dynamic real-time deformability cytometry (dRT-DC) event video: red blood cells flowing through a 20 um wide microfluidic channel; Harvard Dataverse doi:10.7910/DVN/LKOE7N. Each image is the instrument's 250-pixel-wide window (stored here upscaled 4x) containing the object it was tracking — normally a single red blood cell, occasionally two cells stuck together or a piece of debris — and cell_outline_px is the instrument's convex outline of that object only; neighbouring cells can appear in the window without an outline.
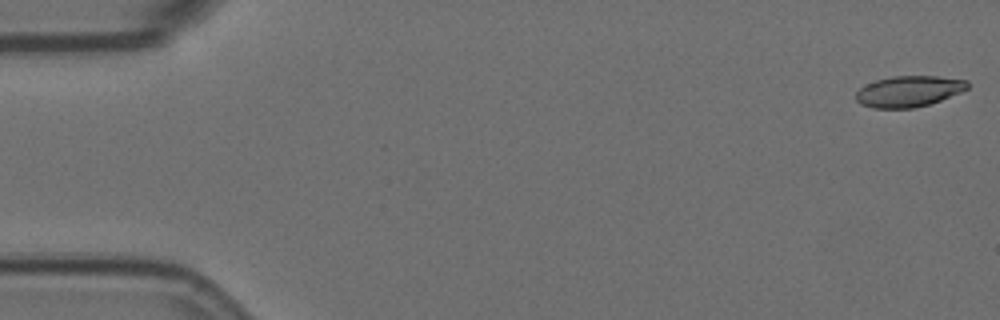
{"species": "Egyptian fruit bat (a non-hibernating species)", "species_latin": "Rousettus aegyptiacus", "temperature_condition": "room temperature", "stored_images_in_passage": 6, "camera_frame_rate_fps": 3000, "um_per_image_px": 0.085, "animal": {"sex": "female"}, "frame": {"image": 1, "passage_image": 1, "time_ms": 0.0, "image_size_px": [1000, 320], "cell_outline_px": [[968, 88], [960, 92], [940, 100], [928, 104], [912, 108], [872, 108], [860, 104], [856, 100], [856, 92], [860, 88], [876, 80], [892, 76], [940, 76], [968, 80]], "centroid_in_image_um": [77.24, 7.76], "position_along_channel_um": 7.8, "area_um2": 20.06}}
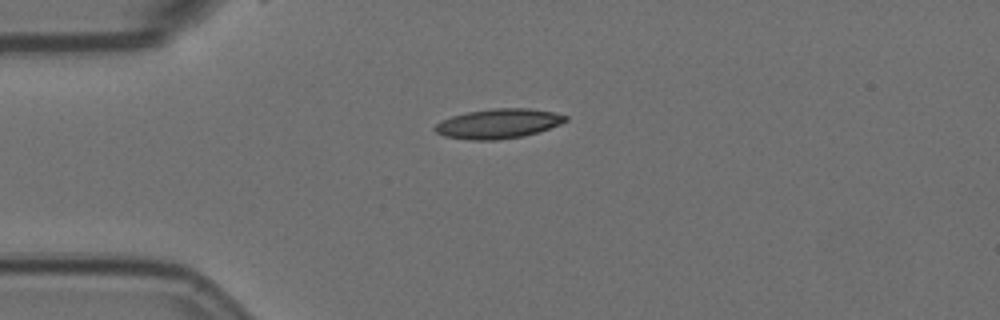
{"frame": {"image": 2, "passage_image": 5, "time_ms": 1.333, "image_size_px": [1000, 320], "cell_outline_px": [[568, 120], [560, 124], [524, 136], [496, 140], [472, 140], [444, 136], [436, 132], [432, 128], [440, 120], [452, 116], [468, 112], [492, 108], [528, 108], [552, 112], [568, 116]], "centroid_in_image_um": [42.32, 10.51], "position_along_channel_um": 42.7, "area_um2": 22.48}}